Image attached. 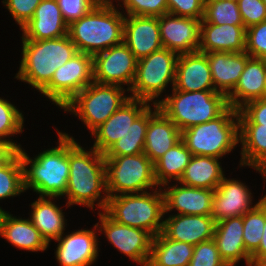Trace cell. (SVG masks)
Returning <instances> with one entry per match:
<instances>
[{"label": "cell", "mask_w": 266, "mask_h": 266, "mask_svg": "<svg viewBox=\"0 0 266 266\" xmlns=\"http://www.w3.org/2000/svg\"><path fill=\"white\" fill-rule=\"evenodd\" d=\"M152 105L154 107L152 109L149 105L144 153L155 163L181 140V131L158 109L157 104Z\"/></svg>", "instance_id": "23"}, {"label": "cell", "mask_w": 266, "mask_h": 266, "mask_svg": "<svg viewBox=\"0 0 266 266\" xmlns=\"http://www.w3.org/2000/svg\"><path fill=\"white\" fill-rule=\"evenodd\" d=\"M219 158L193 155L179 183L203 189L215 190L225 177Z\"/></svg>", "instance_id": "31"}, {"label": "cell", "mask_w": 266, "mask_h": 266, "mask_svg": "<svg viewBox=\"0 0 266 266\" xmlns=\"http://www.w3.org/2000/svg\"><path fill=\"white\" fill-rule=\"evenodd\" d=\"M93 82V55L78 52L56 69L50 83L40 93L62 108Z\"/></svg>", "instance_id": "11"}, {"label": "cell", "mask_w": 266, "mask_h": 266, "mask_svg": "<svg viewBox=\"0 0 266 266\" xmlns=\"http://www.w3.org/2000/svg\"><path fill=\"white\" fill-rule=\"evenodd\" d=\"M162 234L174 241L195 246L213 239L216 222L206 215H169L164 218Z\"/></svg>", "instance_id": "20"}, {"label": "cell", "mask_w": 266, "mask_h": 266, "mask_svg": "<svg viewBox=\"0 0 266 266\" xmlns=\"http://www.w3.org/2000/svg\"><path fill=\"white\" fill-rule=\"evenodd\" d=\"M194 246L166 238L162 233L153 237L147 266H188Z\"/></svg>", "instance_id": "32"}, {"label": "cell", "mask_w": 266, "mask_h": 266, "mask_svg": "<svg viewBox=\"0 0 266 266\" xmlns=\"http://www.w3.org/2000/svg\"><path fill=\"white\" fill-rule=\"evenodd\" d=\"M244 25H215L201 20L199 52H245Z\"/></svg>", "instance_id": "25"}, {"label": "cell", "mask_w": 266, "mask_h": 266, "mask_svg": "<svg viewBox=\"0 0 266 266\" xmlns=\"http://www.w3.org/2000/svg\"><path fill=\"white\" fill-rule=\"evenodd\" d=\"M0 236L21 250L42 252L49 247L29 218H17L9 211L3 210L0 213Z\"/></svg>", "instance_id": "28"}, {"label": "cell", "mask_w": 266, "mask_h": 266, "mask_svg": "<svg viewBox=\"0 0 266 266\" xmlns=\"http://www.w3.org/2000/svg\"><path fill=\"white\" fill-rule=\"evenodd\" d=\"M238 7L246 29L266 20V4L263 0H239Z\"/></svg>", "instance_id": "43"}, {"label": "cell", "mask_w": 266, "mask_h": 266, "mask_svg": "<svg viewBox=\"0 0 266 266\" xmlns=\"http://www.w3.org/2000/svg\"><path fill=\"white\" fill-rule=\"evenodd\" d=\"M136 68L137 59L124 42L93 55V79L98 84L126 85L129 93Z\"/></svg>", "instance_id": "12"}, {"label": "cell", "mask_w": 266, "mask_h": 266, "mask_svg": "<svg viewBox=\"0 0 266 266\" xmlns=\"http://www.w3.org/2000/svg\"><path fill=\"white\" fill-rule=\"evenodd\" d=\"M158 22L163 48L178 55L199 52L201 20L166 13Z\"/></svg>", "instance_id": "14"}, {"label": "cell", "mask_w": 266, "mask_h": 266, "mask_svg": "<svg viewBox=\"0 0 266 266\" xmlns=\"http://www.w3.org/2000/svg\"><path fill=\"white\" fill-rule=\"evenodd\" d=\"M21 41L22 58L15 78L38 92L50 83L56 69L78 53L68 34L55 39Z\"/></svg>", "instance_id": "4"}, {"label": "cell", "mask_w": 266, "mask_h": 266, "mask_svg": "<svg viewBox=\"0 0 266 266\" xmlns=\"http://www.w3.org/2000/svg\"><path fill=\"white\" fill-rule=\"evenodd\" d=\"M69 136V180L66 205H80L94 211V205L104 211L108 201L106 190V165L104 154L95 148L87 151L73 136ZM103 194V195H101Z\"/></svg>", "instance_id": "1"}, {"label": "cell", "mask_w": 266, "mask_h": 266, "mask_svg": "<svg viewBox=\"0 0 266 266\" xmlns=\"http://www.w3.org/2000/svg\"><path fill=\"white\" fill-rule=\"evenodd\" d=\"M252 266H261L266 262V195H265V225L258 249L251 255Z\"/></svg>", "instance_id": "47"}, {"label": "cell", "mask_w": 266, "mask_h": 266, "mask_svg": "<svg viewBox=\"0 0 266 266\" xmlns=\"http://www.w3.org/2000/svg\"><path fill=\"white\" fill-rule=\"evenodd\" d=\"M98 216V231L104 233L112 246L132 261L147 266L153 236L144 229L117 223L104 211H98Z\"/></svg>", "instance_id": "13"}, {"label": "cell", "mask_w": 266, "mask_h": 266, "mask_svg": "<svg viewBox=\"0 0 266 266\" xmlns=\"http://www.w3.org/2000/svg\"><path fill=\"white\" fill-rule=\"evenodd\" d=\"M245 52L250 57L266 59V20L246 29Z\"/></svg>", "instance_id": "41"}, {"label": "cell", "mask_w": 266, "mask_h": 266, "mask_svg": "<svg viewBox=\"0 0 266 266\" xmlns=\"http://www.w3.org/2000/svg\"><path fill=\"white\" fill-rule=\"evenodd\" d=\"M68 26L85 16L100 0H56Z\"/></svg>", "instance_id": "42"}, {"label": "cell", "mask_w": 266, "mask_h": 266, "mask_svg": "<svg viewBox=\"0 0 266 266\" xmlns=\"http://www.w3.org/2000/svg\"><path fill=\"white\" fill-rule=\"evenodd\" d=\"M265 225V197L243 215V240L246 251L252 255L259 247Z\"/></svg>", "instance_id": "37"}, {"label": "cell", "mask_w": 266, "mask_h": 266, "mask_svg": "<svg viewBox=\"0 0 266 266\" xmlns=\"http://www.w3.org/2000/svg\"><path fill=\"white\" fill-rule=\"evenodd\" d=\"M93 229L72 231L54 240L58 242L55 256L60 266H90L96 262L100 252L96 224Z\"/></svg>", "instance_id": "16"}, {"label": "cell", "mask_w": 266, "mask_h": 266, "mask_svg": "<svg viewBox=\"0 0 266 266\" xmlns=\"http://www.w3.org/2000/svg\"><path fill=\"white\" fill-rule=\"evenodd\" d=\"M160 99L158 109L182 132L194 125L206 123L220 116L228 107L227 97L215 90H172Z\"/></svg>", "instance_id": "5"}, {"label": "cell", "mask_w": 266, "mask_h": 266, "mask_svg": "<svg viewBox=\"0 0 266 266\" xmlns=\"http://www.w3.org/2000/svg\"><path fill=\"white\" fill-rule=\"evenodd\" d=\"M207 56L214 89L226 97L233 91L250 55L246 52H209Z\"/></svg>", "instance_id": "27"}, {"label": "cell", "mask_w": 266, "mask_h": 266, "mask_svg": "<svg viewBox=\"0 0 266 266\" xmlns=\"http://www.w3.org/2000/svg\"><path fill=\"white\" fill-rule=\"evenodd\" d=\"M240 167L248 166L266 179V125L239 124Z\"/></svg>", "instance_id": "30"}, {"label": "cell", "mask_w": 266, "mask_h": 266, "mask_svg": "<svg viewBox=\"0 0 266 266\" xmlns=\"http://www.w3.org/2000/svg\"><path fill=\"white\" fill-rule=\"evenodd\" d=\"M266 59L250 57L233 91L228 105L239 110L246 103L265 97Z\"/></svg>", "instance_id": "26"}, {"label": "cell", "mask_w": 266, "mask_h": 266, "mask_svg": "<svg viewBox=\"0 0 266 266\" xmlns=\"http://www.w3.org/2000/svg\"><path fill=\"white\" fill-rule=\"evenodd\" d=\"M202 20L215 25H244L238 2L229 0H205Z\"/></svg>", "instance_id": "38"}, {"label": "cell", "mask_w": 266, "mask_h": 266, "mask_svg": "<svg viewBox=\"0 0 266 266\" xmlns=\"http://www.w3.org/2000/svg\"><path fill=\"white\" fill-rule=\"evenodd\" d=\"M124 5L125 15L159 17L168 13L167 0H115Z\"/></svg>", "instance_id": "39"}, {"label": "cell", "mask_w": 266, "mask_h": 266, "mask_svg": "<svg viewBox=\"0 0 266 266\" xmlns=\"http://www.w3.org/2000/svg\"><path fill=\"white\" fill-rule=\"evenodd\" d=\"M172 90L188 92L215 90L207 56L201 52L180 54Z\"/></svg>", "instance_id": "22"}, {"label": "cell", "mask_w": 266, "mask_h": 266, "mask_svg": "<svg viewBox=\"0 0 266 266\" xmlns=\"http://www.w3.org/2000/svg\"><path fill=\"white\" fill-rule=\"evenodd\" d=\"M24 189V167L22 159L16 151L0 166V200L19 196Z\"/></svg>", "instance_id": "35"}, {"label": "cell", "mask_w": 266, "mask_h": 266, "mask_svg": "<svg viewBox=\"0 0 266 266\" xmlns=\"http://www.w3.org/2000/svg\"><path fill=\"white\" fill-rule=\"evenodd\" d=\"M108 196L143 193L157 189L154 163L143 152L127 156H105ZM155 187V188H154Z\"/></svg>", "instance_id": "9"}, {"label": "cell", "mask_w": 266, "mask_h": 266, "mask_svg": "<svg viewBox=\"0 0 266 266\" xmlns=\"http://www.w3.org/2000/svg\"><path fill=\"white\" fill-rule=\"evenodd\" d=\"M192 156L182 139L171 147L154 163L155 179L158 187H163L165 184L170 183L172 179L174 180L173 182H178Z\"/></svg>", "instance_id": "33"}, {"label": "cell", "mask_w": 266, "mask_h": 266, "mask_svg": "<svg viewBox=\"0 0 266 266\" xmlns=\"http://www.w3.org/2000/svg\"><path fill=\"white\" fill-rule=\"evenodd\" d=\"M124 11L113 1L98 2L85 16L68 26V35L78 52L95 55L123 42Z\"/></svg>", "instance_id": "3"}, {"label": "cell", "mask_w": 266, "mask_h": 266, "mask_svg": "<svg viewBox=\"0 0 266 266\" xmlns=\"http://www.w3.org/2000/svg\"><path fill=\"white\" fill-rule=\"evenodd\" d=\"M176 183L180 185L173 183L174 185L169 186L168 183L164 185V188L161 187L164 195L165 215L172 210H177V214L182 215L210 216L215 190Z\"/></svg>", "instance_id": "19"}, {"label": "cell", "mask_w": 266, "mask_h": 266, "mask_svg": "<svg viewBox=\"0 0 266 266\" xmlns=\"http://www.w3.org/2000/svg\"><path fill=\"white\" fill-rule=\"evenodd\" d=\"M148 101L129 98L91 135L95 137L92 148L105 154L129 130L133 121L150 105Z\"/></svg>", "instance_id": "17"}, {"label": "cell", "mask_w": 266, "mask_h": 266, "mask_svg": "<svg viewBox=\"0 0 266 266\" xmlns=\"http://www.w3.org/2000/svg\"><path fill=\"white\" fill-rule=\"evenodd\" d=\"M23 124L24 116L22 112L10 101L0 97V140L16 151L22 146L12 141L13 139L10 140V137L23 133Z\"/></svg>", "instance_id": "36"}, {"label": "cell", "mask_w": 266, "mask_h": 266, "mask_svg": "<svg viewBox=\"0 0 266 266\" xmlns=\"http://www.w3.org/2000/svg\"><path fill=\"white\" fill-rule=\"evenodd\" d=\"M42 0H3L2 3L10 12L20 29L34 15V12Z\"/></svg>", "instance_id": "44"}, {"label": "cell", "mask_w": 266, "mask_h": 266, "mask_svg": "<svg viewBox=\"0 0 266 266\" xmlns=\"http://www.w3.org/2000/svg\"><path fill=\"white\" fill-rule=\"evenodd\" d=\"M178 56L177 53L162 48L137 60L136 76L129 96L153 102L152 104L159 103V96L166 91L168 84L174 88Z\"/></svg>", "instance_id": "10"}, {"label": "cell", "mask_w": 266, "mask_h": 266, "mask_svg": "<svg viewBox=\"0 0 266 266\" xmlns=\"http://www.w3.org/2000/svg\"><path fill=\"white\" fill-rule=\"evenodd\" d=\"M239 124L266 125V97L246 103L238 110Z\"/></svg>", "instance_id": "45"}, {"label": "cell", "mask_w": 266, "mask_h": 266, "mask_svg": "<svg viewBox=\"0 0 266 266\" xmlns=\"http://www.w3.org/2000/svg\"><path fill=\"white\" fill-rule=\"evenodd\" d=\"M213 240L221 258L228 266H236L242 259L247 266H252L251 255L246 251L243 240V216L217 222Z\"/></svg>", "instance_id": "24"}, {"label": "cell", "mask_w": 266, "mask_h": 266, "mask_svg": "<svg viewBox=\"0 0 266 266\" xmlns=\"http://www.w3.org/2000/svg\"><path fill=\"white\" fill-rule=\"evenodd\" d=\"M16 150L0 140V166H2Z\"/></svg>", "instance_id": "48"}, {"label": "cell", "mask_w": 266, "mask_h": 266, "mask_svg": "<svg viewBox=\"0 0 266 266\" xmlns=\"http://www.w3.org/2000/svg\"><path fill=\"white\" fill-rule=\"evenodd\" d=\"M149 106L133 121L128 132L116 141L104 156H127L144 152Z\"/></svg>", "instance_id": "34"}, {"label": "cell", "mask_w": 266, "mask_h": 266, "mask_svg": "<svg viewBox=\"0 0 266 266\" xmlns=\"http://www.w3.org/2000/svg\"><path fill=\"white\" fill-rule=\"evenodd\" d=\"M104 212L119 224L144 229L155 237L162 232L165 217L162 189L108 196Z\"/></svg>", "instance_id": "6"}, {"label": "cell", "mask_w": 266, "mask_h": 266, "mask_svg": "<svg viewBox=\"0 0 266 266\" xmlns=\"http://www.w3.org/2000/svg\"><path fill=\"white\" fill-rule=\"evenodd\" d=\"M55 198L59 197L39 196L36 201L31 203L32 210L29 214L30 221L48 244L52 240L60 238L67 225L62 206L58 207L55 204L53 201Z\"/></svg>", "instance_id": "29"}, {"label": "cell", "mask_w": 266, "mask_h": 266, "mask_svg": "<svg viewBox=\"0 0 266 266\" xmlns=\"http://www.w3.org/2000/svg\"><path fill=\"white\" fill-rule=\"evenodd\" d=\"M188 266H228L219 254L213 239L194 246L193 256Z\"/></svg>", "instance_id": "40"}, {"label": "cell", "mask_w": 266, "mask_h": 266, "mask_svg": "<svg viewBox=\"0 0 266 266\" xmlns=\"http://www.w3.org/2000/svg\"><path fill=\"white\" fill-rule=\"evenodd\" d=\"M21 30L22 40L55 39L68 34V24L64 21L56 0H42L33 17Z\"/></svg>", "instance_id": "21"}, {"label": "cell", "mask_w": 266, "mask_h": 266, "mask_svg": "<svg viewBox=\"0 0 266 266\" xmlns=\"http://www.w3.org/2000/svg\"><path fill=\"white\" fill-rule=\"evenodd\" d=\"M192 155L222 158L239 144L238 110L229 106L220 116L181 132Z\"/></svg>", "instance_id": "7"}, {"label": "cell", "mask_w": 266, "mask_h": 266, "mask_svg": "<svg viewBox=\"0 0 266 266\" xmlns=\"http://www.w3.org/2000/svg\"><path fill=\"white\" fill-rule=\"evenodd\" d=\"M123 42L137 60L162 49L158 17L125 15Z\"/></svg>", "instance_id": "18"}, {"label": "cell", "mask_w": 266, "mask_h": 266, "mask_svg": "<svg viewBox=\"0 0 266 266\" xmlns=\"http://www.w3.org/2000/svg\"><path fill=\"white\" fill-rule=\"evenodd\" d=\"M252 195L245 183L224 177L215 189L210 216L216 223L226 218L243 216L265 197L253 205Z\"/></svg>", "instance_id": "15"}, {"label": "cell", "mask_w": 266, "mask_h": 266, "mask_svg": "<svg viewBox=\"0 0 266 266\" xmlns=\"http://www.w3.org/2000/svg\"><path fill=\"white\" fill-rule=\"evenodd\" d=\"M57 130L58 146L40 152L34 159L18 150L24 167V189L39 196L64 197L69 180V136Z\"/></svg>", "instance_id": "2"}, {"label": "cell", "mask_w": 266, "mask_h": 266, "mask_svg": "<svg viewBox=\"0 0 266 266\" xmlns=\"http://www.w3.org/2000/svg\"><path fill=\"white\" fill-rule=\"evenodd\" d=\"M265 97H266V79H265Z\"/></svg>", "instance_id": "49"}, {"label": "cell", "mask_w": 266, "mask_h": 266, "mask_svg": "<svg viewBox=\"0 0 266 266\" xmlns=\"http://www.w3.org/2000/svg\"><path fill=\"white\" fill-rule=\"evenodd\" d=\"M167 4L168 13L199 20L203 19L205 0H167Z\"/></svg>", "instance_id": "46"}, {"label": "cell", "mask_w": 266, "mask_h": 266, "mask_svg": "<svg viewBox=\"0 0 266 266\" xmlns=\"http://www.w3.org/2000/svg\"><path fill=\"white\" fill-rule=\"evenodd\" d=\"M124 87L91 83L61 109L78 116L91 134L102 125L130 96Z\"/></svg>", "instance_id": "8"}]
</instances>
